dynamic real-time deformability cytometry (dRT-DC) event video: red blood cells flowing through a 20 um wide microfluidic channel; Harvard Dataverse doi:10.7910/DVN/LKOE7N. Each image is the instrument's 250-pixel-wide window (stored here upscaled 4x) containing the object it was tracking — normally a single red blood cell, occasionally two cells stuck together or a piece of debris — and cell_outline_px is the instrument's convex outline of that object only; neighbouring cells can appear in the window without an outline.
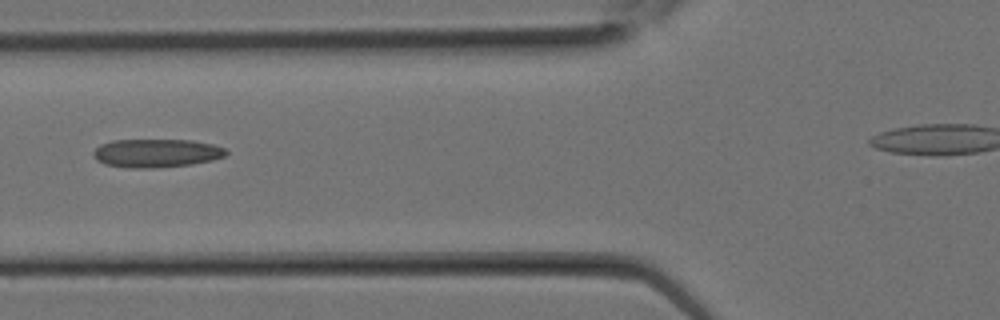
{"species": "Egyptian fruit bat (a non-hibernating species)", "species_latin": "Rousettus aegyptiacus", "temperature_condition": "room temperature", "stored_images_in_passage": 10, "camera_frame_rate_fps": 3000, "um_per_image_px": 0.085, "animal": {"sex": "female"}, "frame": {"image": 1, "passage_image": 9, "time_ms": 2.667, "image_size_px": [1000, 320], "cell_outline_px": [[228, 152], [224, 156], [212, 160], [192, 164], [156, 168], [128, 168], [104, 164], [96, 160], [92, 156], [92, 152], [100, 144], [112, 140], [192, 140], [212, 144], [224, 148]], "centroid_in_image_um": [13.25, 13.02], "position_along_channel_um": 112.6, "area_um2": 22.14}}